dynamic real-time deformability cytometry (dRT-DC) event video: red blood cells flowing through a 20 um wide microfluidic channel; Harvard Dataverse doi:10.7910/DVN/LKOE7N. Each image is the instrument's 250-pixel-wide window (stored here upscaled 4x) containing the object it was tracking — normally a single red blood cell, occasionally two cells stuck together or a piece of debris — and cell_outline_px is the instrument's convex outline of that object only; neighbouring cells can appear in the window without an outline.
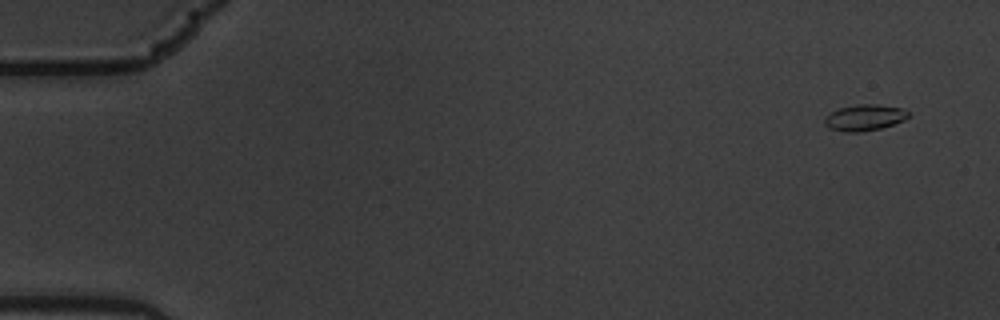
{"species": "common noctule bat (a hibernating species)", "species_latin": "Nyctalus noctula", "temperature_condition": "warm", "stored_images_in_passage": 5, "camera_frame_rate_fps": 3000, "um_per_image_px": 0.085, "animal": {"sex": "male", "body_mass_g": 19.5, "forearm_length_mm": 54.6}, "frame": {"image": 1, "passage_image": 1, "time_ms": 0.0, "image_size_px": [1000, 320], "cell_outline_px": [[908, 116], [904, 120], [880, 128], [860, 132], [844, 132], [828, 128], [824, 124], [824, 116], [840, 108], [856, 104], [876, 104], [900, 108], [908, 112]], "centroid_in_image_um": [73.42, 10.0], "position_along_channel_um": 11.6, "area_um2": 12.66}}